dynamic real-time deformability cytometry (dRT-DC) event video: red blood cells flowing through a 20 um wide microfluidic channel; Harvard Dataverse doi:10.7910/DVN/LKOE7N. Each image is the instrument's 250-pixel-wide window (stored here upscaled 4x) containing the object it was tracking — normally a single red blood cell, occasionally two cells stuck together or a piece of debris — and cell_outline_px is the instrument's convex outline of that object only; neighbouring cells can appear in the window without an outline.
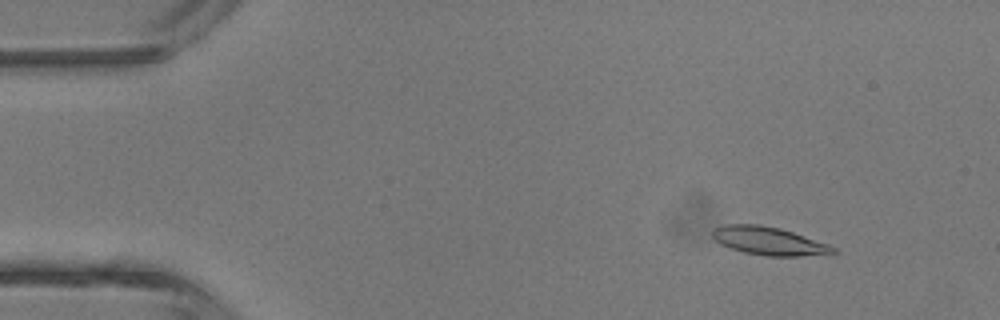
{"species": "common noctule bat (a hibernating species)", "species_latin": "Nyctalus noctula", "temperature_condition": "room temperature", "stored_images_in_passage": 3, "camera_frame_rate_fps": 3000, "um_per_image_px": 0.085, "animal": {"sex": "male", "body_mass_g": 13.3}, "frame": {"image": 1, "passage_image": 1, "time_ms": 0.0, "image_size_px": [1000, 320], "cell_outline_px": [[836, 252], [832, 256], [764, 256], [744, 252], [720, 244], [712, 236], [712, 232], [716, 228], [728, 224], [760, 224], [780, 228], [828, 244], [836, 248]], "centroid_in_image_um": [65.44, 20.51], "position_along_channel_um": 19.6, "area_um2": 19.94}}